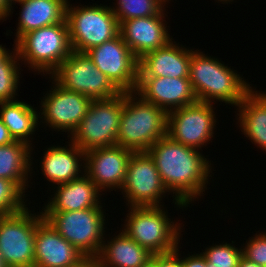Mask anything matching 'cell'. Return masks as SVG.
<instances>
[{
    "mask_svg": "<svg viewBox=\"0 0 266 267\" xmlns=\"http://www.w3.org/2000/svg\"><path fill=\"white\" fill-rule=\"evenodd\" d=\"M154 160L159 175L175 197L177 207H188L190 202L201 197L212 177L211 163L198 149L171 140L168 136L159 139L146 151ZM210 174V175H209ZM175 200V202H174Z\"/></svg>",
    "mask_w": 266,
    "mask_h": 267,
    "instance_id": "cell-1",
    "label": "cell"
},
{
    "mask_svg": "<svg viewBox=\"0 0 266 267\" xmlns=\"http://www.w3.org/2000/svg\"><path fill=\"white\" fill-rule=\"evenodd\" d=\"M189 80L198 101L223 102L237 107L252 89L233 68L199 50L191 49ZM243 79V80H242ZM213 100V101H212Z\"/></svg>",
    "mask_w": 266,
    "mask_h": 267,
    "instance_id": "cell-2",
    "label": "cell"
},
{
    "mask_svg": "<svg viewBox=\"0 0 266 267\" xmlns=\"http://www.w3.org/2000/svg\"><path fill=\"white\" fill-rule=\"evenodd\" d=\"M167 117L165 110L137 97L135 92H123L117 145L133 152H146L167 136Z\"/></svg>",
    "mask_w": 266,
    "mask_h": 267,
    "instance_id": "cell-3",
    "label": "cell"
},
{
    "mask_svg": "<svg viewBox=\"0 0 266 267\" xmlns=\"http://www.w3.org/2000/svg\"><path fill=\"white\" fill-rule=\"evenodd\" d=\"M19 60L39 74H51L72 49L66 19L22 35L15 43Z\"/></svg>",
    "mask_w": 266,
    "mask_h": 267,
    "instance_id": "cell-4",
    "label": "cell"
},
{
    "mask_svg": "<svg viewBox=\"0 0 266 267\" xmlns=\"http://www.w3.org/2000/svg\"><path fill=\"white\" fill-rule=\"evenodd\" d=\"M129 208L124 229L121 231L152 254L167 253L176 249L183 232L181 223L171 221L163 206Z\"/></svg>",
    "mask_w": 266,
    "mask_h": 267,
    "instance_id": "cell-5",
    "label": "cell"
},
{
    "mask_svg": "<svg viewBox=\"0 0 266 267\" xmlns=\"http://www.w3.org/2000/svg\"><path fill=\"white\" fill-rule=\"evenodd\" d=\"M101 5L72 7L67 3L65 19L73 51L86 53L119 34V24L112 7Z\"/></svg>",
    "mask_w": 266,
    "mask_h": 267,
    "instance_id": "cell-6",
    "label": "cell"
},
{
    "mask_svg": "<svg viewBox=\"0 0 266 267\" xmlns=\"http://www.w3.org/2000/svg\"><path fill=\"white\" fill-rule=\"evenodd\" d=\"M102 208L42 213L44 219L84 256L96 258L105 239L106 214Z\"/></svg>",
    "mask_w": 266,
    "mask_h": 267,
    "instance_id": "cell-7",
    "label": "cell"
},
{
    "mask_svg": "<svg viewBox=\"0 0 266 267\" xmlns=\"http://www.w3.org/2000/svg\"><path fill=\"white\" fill-rule=\"evenodd\" d=\"M123 110V92L107 100H92L86 115L67 137L81 150L117 145V134Z\"/></svg>",
    "mask_w": 266,
    "mask_h": 267,
    "instance_id": "cell-8",
    "label": "cell"
},
{
    "mask_svg": "<svg viewBox=\"0 0 266 267\" xmlns=\"http://www.w3.org/2000/svg\"><path fill=\"white\" fill-rule=\"evenodd\" d=\"M49 76L62 88L83 94L91 100H107L122 93L83 52L72 50Z\"/></svg>",
    "mask_w": 266,
    "mask_h": 267,
    "instance_id": "cell-9",
    "label": "cell"
},
{
    "mask_svg": "<svg viewBox=\"0 0 266 267\" xmlns=\"http://www.w3.org/2000/svg\"><path fill=\"white\" fill-rule=\"evenodd\" d=\"M43 213L32 214L28 207L0 216V251L8 267H34V240Z\"/></svg>",
    "mask_w": 266,
    "mask_h": 267,
    "instance_id": "cell-10",
    "label": "cell"
},
{
    "mask_svg": "<svg viewBox=\"0 0 266 267\" xmlns=\"http://www.w3.org/2000/svg\"><path fill=\"white\" fill-rule=\"evenodd\" d=\"M120 190L128 207L163 206L160 201L169 192L147 152L132 153Z\"/></svg>",
    "mask_w": 266,
    "mask_h": 267,
    "instance_id": "cell-11",
    "label": "cell"
},
{
    "mask_svg": "<svg viewBox=\"0 0 266 267\" xmlns=\"http://www.w3.org/2000/svg\"><path fill=\"white\" fill-rule=\"evenodd\" d=\"M214 110L213 103L197 101L168 112L167 136L177 143L201 149L214 136L217 122Z\"/></svg>",
    "mask_w": 266,
    "mask_h": 267,
    "instance_id": "cell-12",
    "label": "cell"
},
{
    "mask_svg": "<svg viewBox=\"0 0 266 267\" xmlns=\"http://www.w3.org/2000/svg\"><path fill=\"white\" fill-rule=\"evenodd\" d=\"M94 65L121 92H135L138 85L139 59L133 54L120 34L112 40L88 50Z\"/></svg>",
    "mask_w": 266,
    "mask_h": 267,
    "instance_id": "cell-13",
    "label": "cell"
},
{
    "mask_svg": "<svg viewBox=\"0 0 266 267\" xmlns=\"http://www.w3.org/2000/svg\"><path fill=\"white\" fill-rule=\"evenodd\" d=\"M52 85L53 88L41 100L40 113L43 116H39L42 120L39 123H46L54 131H68L72 134L86 115L92 100L83 94L62 88L54 80Z\"/></svg>",
    "mask_w": 266,
    "mask_h": 267,
    "instance_id": "cell-14",
    "label": "cell"
},
{
    "mask_svg": "<svg viewBox=\"0 0 266 267\" xmlns=\"http://www.w3.org/2000/svg\"><path fill=\"white\" fill-rule=\"evenodd\" d=\"M132 153L119 145L89 150L85 152L83 170L101 191L121 189Z\"/></svg>",
    "mask_w": 266,
    "mask_h": 267,
    "instance_id": "cell-15",
    "label": "cell"
},
{
    "mask_svg": "<svg viewBox=\"0 0 266 267\" xmlns=\"http://www.w3.org/2000/svg\"><path fill=\"white\" fill-rule=\"evenodd\" d=\"M135 93L167 113L198 101L189 77H138Z\"/></svg>",
    "mask_w": 266,
    "mask_h": 267,
    "instance_id": "cell-16",
    "label": "cell"
},
{
    "mask_svg": "<svg viewBox=\"0 0 266 267\" xmlns=\"http://www.w3.org/2000/svg\"><path fill=\"white\" fill-rule=\"evenodd\" d=\"M164 14L163 8L155 16L133 18L119 24V34L138 59L174 40L168 33Z\"/></svg>",
    "mask_w": 266,
    "mask_h": 267,
    "instance_id": "cell-17",
    "label": "cell"
},
{
    "mask_svg": "<svg viewBox=\"0 0 266 267\" xmlns=\"http://www.w3.org/2000/svg\"><path fill=\"white\" fill-rule=\"evenodd\" d=\"M34 249V267H69L84 257L45 219L37 225Z\"/></svg>",
    "mask_w": 266,
    "mask_h": 267,
    "instance_id": "cell-18",
    "label": "cell"
},
{
    "mask_svg": "<svg viewBox=\"0 0 266 267\" xmlns=\"http://www.w3.org/2000/svg\"><path fill=\"white\" fill-rule=\"evenodd\" d=\"M181 46V47H180ZM171 40L139 59L138 77H189L191 49Z\"/></svg>",
    "mask_w": 266,
    "mask_h": 267,
    "instance_id": "cell-19",
    "label": "cell"
},
{
    "mask_svg": "<svg viewBox=\"0 0 266 267\" xmlns=\"http://www.w3.org/2000/svg\"><path fill=\"white\" fill-rule=\"evenodd\" d=\"M56 192L51 196L42 212L76 211L102 207L99 196L101 190L83 173L78 179L54 186ZM54 196V197H53Z\"/></svg>",
    "mask_w": 266,
    "mask_h": 267,
    "instance_id": "cell-20",
    "label": "cell"
},
{
    "mask_svg": "<svg viewBox=\"0 0 266 267\" xmlns=\"http://www.w3.org/2000/svg\"><path fill=\"white\" fill-rule=\"evenodd\" d=\"M69 148L62 146H50L44 152L43 160L40 162L42 174L47 181L54 185L70 182L78 179L85 173V152L77 145L69 141ZM79 158V159H78ZM83 160V164L80 163ZM81 164V165H80Z\"/></svg>",
    "mask_w": 266,
    "mask_h": 267,
    "instance_id": "cell-21",
    "label": "cell"
},
{
    "mask_svg": "<svg viewBox=\"0 0 266 267\" xmlns=\"http://www.w3.org/2000/svg\"><path fill=\"white\" fill-rule=\"evenodd\" d=\"M21 5L16 42L22 35L35 29L61 23L66 18L68 0H18Z\"/></svg>",
    "mask_w": 266,
    "mask_h": 267,
    "instance_id": "cell-22",
    "label": "cell"
},
{
    "mask_svg": "<svg viewBox=\"0 0 266 267\" xmlns=\"http://www.w3.org/2000/svg\"><path fill=\"white\" fill-rule=\"evenodd\" d=\"M103 241L99 255L96 257L98 267H140L152 258L153 254L140 246L124 231L110 241Z\"/></svg>",
    "mask_w": 266,
    "mask_h": 267,
    "instance_id": "cell-23",
    "label": "cell"
},
{
    "mask_svg": "<svg viewBox=\"0 0 266 267\" xmlns=\"http://www.w3.org/2000/svg\"><path fill=\"white\" fill-rule=\"evenodd\" d=\"M253 88L237 106L240 130L251 142L266 152V93Z\"/></svg>",
    "mask_w": 266,
    "mask_h": 267,
    "instance_id": "cell-24",
    "label": "cell"
},
{
    "mask_svg": "<svg viewBox=\"0 0 266 267\" xmlns=\"http://www.w3.org/2000/svg\"><path fill=\"white\" fill-rule=\"evenodd\" d=\"M0 108V119L14 141L24 142L32 147L30 136L35 134L40 113L31 104L18 100L0 102Z\"/></svg>",
    "mask_w": 266,
    "mask_h": 267,
    "instance_id": "cell-25",
    "label": "cell"
},
{
    "mask_svg": "<svg viewBox=\"0 0 266 267\" xmlns=\"http://www.w3.org/2000/svg\"><path fill=\"white\" fill-rule=\"evenodd\" d=\"M32 148L20 141L0 146V178L14 181L26 191L29 188L28 172L32 174L30 170L33 168Z\"/></svg>",
    "mask_w": 266,
    "mask_h": 267,
    "instance_id": "cell-26",
    "label": "cell"
},
{
    "mask_svg": "<svg viewBox=\"0 0 266 267\" xmlns=\"http://www.w3.org/2000/svg\"><path fill=\"white\" fill-rule=\"evenodd\" d=\"M13 50L14 52L9 53L0 62V102L17 99L15 96L18 92L19 75L21 74L19 71L21 69L17 51L15 48Z\"/></svg>",
    "mask_w": 266,
    "mask_h": 267,
    "instance_id": "cell-27",
    "label": "cell"
},
{
    "mask_svg": "<svg viewBox=\"0 0 266 267\" xmlns=\"http://www.w3.org/2000/svg\"><path fill=\"white\" fill-rule=\"evenodd\" d=\"M164 6L161 0H117V6H112V10L120 24L133 18L155 16Z\"/></svg>",
    "mask_w": 266,
    "mask_h": 267,
    "instance_id": "cell-28",
    "label": "cell"
},
{
    "mask_svg": "<svg viewBox=\"0 0 266 267\" xmlns=\"http://www.w3.org/2000/svg\"><path fill=\"white\" fill-rule=\"evenodd\" d=\"M25 196V191L16 182L0 178V216L25 210Z\"/></svg>",
    "mask_w": 266,
    "mask_h": 267,
    "instance_id": "cell-29",
    "label": "cell"
},
{
    "mask_svg": "<svg viewBox=\"0 0 266 267\" xmlns=\"http://www.w3.org/2000/svg\"><path fill=\"white\" fill-rule=\"evenodd\" d=\"M201 254L208 263L215 267H238L240 258L243 256V249L237 248L227 242L224 244L208 246Z\"/></svg>",
    "mask_w": 266,
    "mask_h": 267,
    "instance_id": "cell-30",
    "label": "cell"
},
{
    "mask_svg": "<svg viewBox=\"0 0 266 267\" xmlns=\"http://www.w3.org/2000/svg\"><path fill=\"white\" fill-rule=\"evenodd\" d=\"M243 246V256L259 266L266 267V232L255 234Z\"/></svg>",
    "mask_w": 266,
    "mask_h": 267,
    "instance_id": "cell-31",
    "label": "cell"
},
{
    "mask_svg": "<svg viewBox=\"0 0 266 267\" xmlns=\"http://www.w3.org/2000/svg\"><path fill=\"white\" fill-rule=\"evenodd\" d=\"M179 245L175 250L167 252V253H159L158 254V267H183L182 265V257L180 258Z\"/></svg>",
    "mask_w": 266,
    "mask_h": 267,
    "instance_id": "cell-32",
    "label": "cell"
},
{
    "mask_svg": "<svg viewBox=\"0 0 266 267\" xmlns=\"http://www.w3.org/2000/svg\"><path fill=\"white\" fill-rule=\"evenodd\" d=\"M183 267H207L206 258L200 254L189 255L182 259Z\"/></svg>",
    "mask_w": 266,
    "mask_h": 267,
    "instance_id": "cell-33",
    "label": "cell"
},
{
    "mask_svg": "<svg viewBox=\"0 0 266 267\" xmlns=\"http://www.w3.org/2000/svg\"><path fill=\"white\" fill-rule=\"evenodd\" d=\"M12 142H14V139L11 137L8 128L0 119V146L8 145Z\"/></svg>",
    "mask_w": 266,
    "mask_h": 267,
    "instance_id": "cell-34",
    "label": "cell"
},
{
    "mask_svg": "<svg viewBox=\"0 0 266 267\" xmlns=\"http://www.w3.org/2000/svg\"><path fill=\"white\" fill-rule=\"evenodd\" d=\"M12 3L9 0H0V21L7 19L12 14Z\"/></svg>",
    "mask_w": 266,
    "mask_h": 267,
    "instance_id": "cell-35",
    "label": "cell"
},
{
    "mask_svg": "<svg viewBox=\"0 0 266 267\" xmlns=\"http://www.w3.org/2000/svg\"><path fill=\"white\" fill-rule=\"evenodd\" d=\"M69 267H98L96 258L84 256L79 262Z\"/></svg>",
    "mask_w": 266,
    "mask_h": 267,
    "instance_id": "cell-36",
    "label": "cell"
},
{
    "mask_svg": "<svg viewBox=\"0 0 266 267\" xmlns=\"http://www.w3.org/2000/svg\"><path fill=\"white\" fill-rule=\"evenodd\" d=\"M238 267H263V266H259L255 262H252V261L248 260L247 258H245L244 256H242L240 258Z\"/></svg>",
    "mask_w": 266,
    "mask_h": 267,
    "instance_id": "cell-37",
    "label": "cell"
},
{
    "mask_svg": "<svg viewBox=\"0 0 266 267\" xmlns=\"http://www.w3.org/2000/svg\"><path fill=\"white\" fill-rule=\"evenodd\" d=\"M140 267H158V254H153L152 258Z\"/></svg>",
    "mask_w": 266,
    "mask_h": 267,
    "instance_id": "cell-38",
    "label": "cell"
},
{
    "mask_svg": "<svg viewBox=\"0 0 266 267\" xmlns=\"http://www.w3.org/2000/svg\"><path fill=\"white\" fill-rule=\"evenodd\" d=\"M10 53L9 49L7 51V49L5 47H3L2 45H0V62Z\"/></svg>",
    "mask_w": 266,
    "mask_h": 267,
    "instance_id": "cell-39",
    "label": "cell"
},
{
    "mask_svg": "<svg viewBox=\"0 0 266 267\" xmlns=\"http://www.w3.org/2000/svg\"><path fill=\"white\" fill-rule=\"evenodd\" d=\"M0 267H8L0 251Z\"/></svg>",
    "mask_w": 266,
    "mask_h": 267,
    "instance_id": "cell-40",
    "label": "cell"
},
{
    "mask_svg": "<svg viewBox=\"0 0 266 267\" xmlns=\"http://www.w3.org/2000/svg\"><path fill=\"white\" fill-rule=\"evenodd\" d=\"M216 1H217V0H216ZM219 1L222 2V3H223V2H224V3L226 2V4H227L228 2L230 3V2H232V1H234V0H218V2H219Z\"/></svg>",
    "mask_w": 266,
    "mask_h": 267,
    "instance_id": "cell-41",
    "label": "cell"
},
{
    "mask_svg": "<svg viewBox=\"0 0 266 267\" xmlns=\"http://www.w3.org/2000/svg\"><path fill=\"white\" fill-rule=\"evenodd\" d=\"M207 267H215V265L207 262Z\"/></svg>",
    "mask_w": 266,
    "mask_h": 267,
    "instance_id": "cell-42",
    "label": "cell"
},
{
    "mask_svg": "<svg viewBox=\"0 0 266 267\" xmlns=\"http://www.w3.org/2000/svg\"><path fill=\"white\" fill-rule=\"evenodd\" d=\"M12 4L14 3H16V1H18V0H9Z\"/></svg>",
    "mask_w": 266,
    "mask_h": 267,
    "instance_id": "cell-43",
    "label": "cell"
},
{
    "mask_svg": "<svg viewBox=\"0 0 266 267\" xmlns=\"http://www.w3.org/2000/svg\"><path fill=\"white\" fill-rule=\"evenodd\" d=\"M161 1H163L166 4V2L168 3L169 0H161Z\"/></svg>",
    "mask_w": 266,
    "mask_h": 267,
    "instance_id": "cell-44",
    "label": "cell"
}]
</instances>
